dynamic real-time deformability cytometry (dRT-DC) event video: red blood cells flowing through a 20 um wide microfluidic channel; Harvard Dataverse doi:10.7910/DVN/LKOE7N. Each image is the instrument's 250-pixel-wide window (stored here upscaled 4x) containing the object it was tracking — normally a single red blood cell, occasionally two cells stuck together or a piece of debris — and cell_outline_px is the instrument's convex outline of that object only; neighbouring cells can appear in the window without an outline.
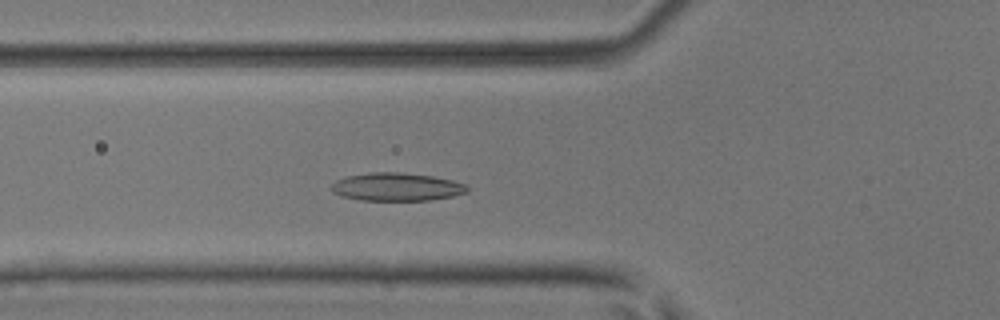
{"species": "common noctule bat (a hibernating species)", "species_latin": "Nyctalus noctula", "temperature_condition": "room temperature", "stored_images_in_passage": 37, "camera_frame_rate_fps": 3000, "um_per_image_px": 0.085, "animal": {"sex": "male", "body_mass_g": 17.9, "forearm_length_mm": 54.2}, "frame": {"image": 1, "passage_image": 5, "time_ms": 1.333, "image_size_px": [1000, 320], "cell_outline_px": [[468, 192], [452, 196], [428, 200], [360, 200], [340, 196], [332, 192], [328, 188], [336, 180], [348, 176], [372, 172], [396, 172], [432, 176], [452, 180], [468, 184]], "centroid_in_image_um": [33.69, 15.89], "position_along_channel_um": 92.1, "area_um2": 22.25}}
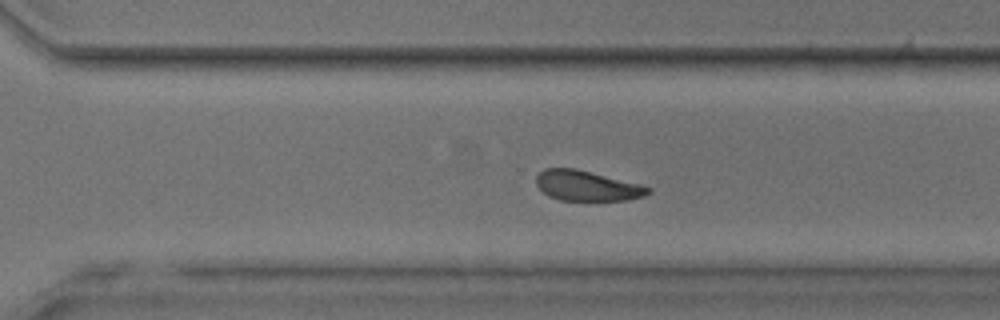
{"frame": {"image": 2, "passage_image": 22, "time_ms": 7.0, "image_size_px": [1000, 320], "cell_outline_px": [[652, 192], [644, 196], [628, 200], [560, 200], [548, 196], [536, 184], [536, 176], [544, 168], [576, 168], [640, 184], [652, 188]], "centroid_in_image_um": [49.9, 15.79], "position_along_channel_um": 320.7, "area_um2": 19.71}}
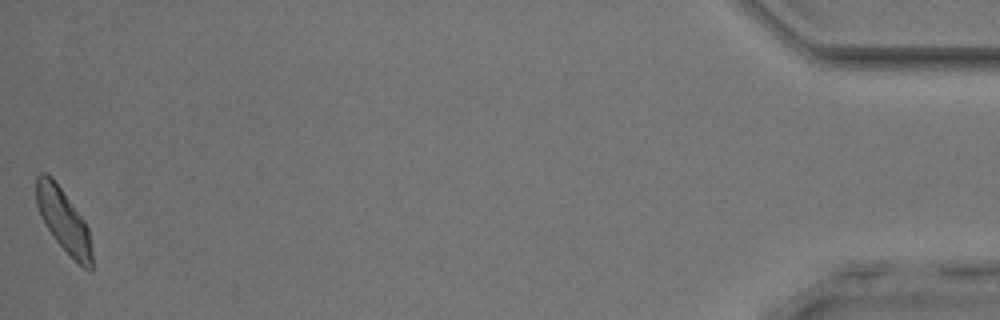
{"frame": {"image": 3, "passage_image": 37, "time_ms": 12.0, "image_size_px": [1000, 320], "cell_outline_px": [[92, 268], [84, 268], [56, 240], [48, 228], [36, 204], [36, 176], [40, 172], [44, 172], [60, 188], [84, 220], [88, 228], [92, 252]], "centroid_in_image_um": [5.4, 18.72], "position_along_channel_um": 429.8, "area_um2": 19.54}, "authors_computed_cell_mechanics": {"area_um2": 20.6346, "velocity_mm_per_s": 4.0446, "shape_relaxation_time_tau1_ms": 3.2861, "shape_relaxation_time_tau2_ms": 3.1007, "deformation_change_tau1": 0.1045, "deformation_change_tau2": 0.0801}}